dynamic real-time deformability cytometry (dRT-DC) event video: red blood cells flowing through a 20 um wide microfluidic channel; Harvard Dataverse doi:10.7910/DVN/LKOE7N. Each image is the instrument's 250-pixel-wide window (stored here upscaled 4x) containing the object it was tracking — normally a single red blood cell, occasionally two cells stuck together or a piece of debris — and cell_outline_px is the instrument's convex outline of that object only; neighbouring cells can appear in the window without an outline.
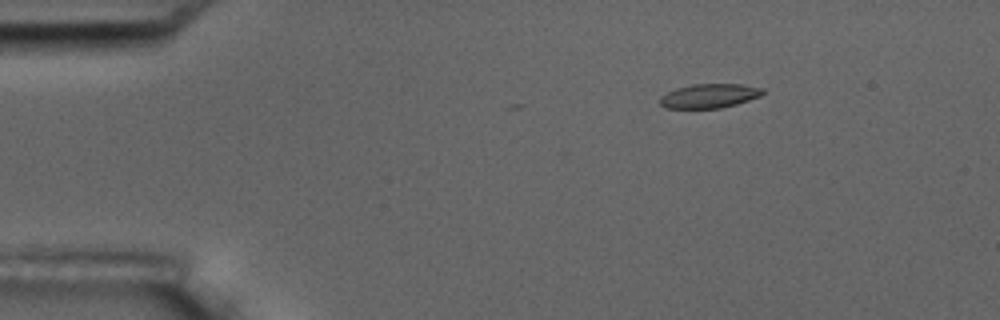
{"species": "common noctule bat (a hibernating species)", "species_latin": "Nyctalus noctula", "temperature_condition": "room temperature", "stored_images_in_passage": 4, "camera_frame_rate_fps": 3000, "um_per_image_px": 0.085, "animal": {"sex": "male", "body_mass_g": 17.5, "forearm_length_mm": 52.3}, "frame": {"image": 1, "passage_image": 1, "time_ms": 0.0, "image_size_px": [1000, 320], "cell_outline_px": [[764, 92], [760, 96], [736, 104], [720, 108], [664, 108], [660, 104], [660, 96], [676, 88], [692, 84], [740, 84], [764, 88]], "centroid_in_image_um": [60.28, 8.15], "position_along_channel_um": 24.7, "area_um2": 14.45}}